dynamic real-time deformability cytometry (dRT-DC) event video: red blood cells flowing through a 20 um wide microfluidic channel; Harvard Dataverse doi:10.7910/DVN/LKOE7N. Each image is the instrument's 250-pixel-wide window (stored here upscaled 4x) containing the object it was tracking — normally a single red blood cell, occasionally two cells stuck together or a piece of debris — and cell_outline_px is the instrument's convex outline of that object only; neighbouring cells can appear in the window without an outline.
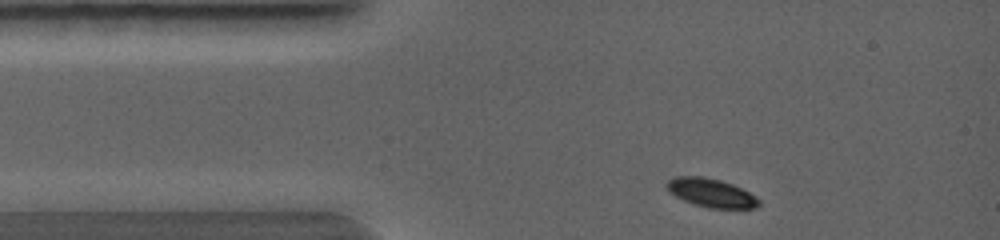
{"species": "common noctule bat (a hibernating species)", "species_latin": "Nyctalus noctula", "temperature_condition": "warm", "stored_images_in_passage": 2, "camera_frame_rate_fps": 5000, "um_per_image_px": 0.085, "animal": {"sex": "female", "body_mass_g": 19.0, "forearm_length_mm": 56.7}, "frame": {"image": 1, "passage_image": 1, "time_ms": 0.0, "image_size_px": [1000, 240], "cell_outline_px": [[760, 204], [756, 208], [708, 208], [692, 204], [668, 192], [664, 184], [668, 180], [676, 176], [704, 176], [720, 180], [732, 184], [756, 196], [760, 200]], "centroid_in_image_um": [60.41, 16.39], "position_along_channel_um": 24.6, "area_um2": 15.49}}
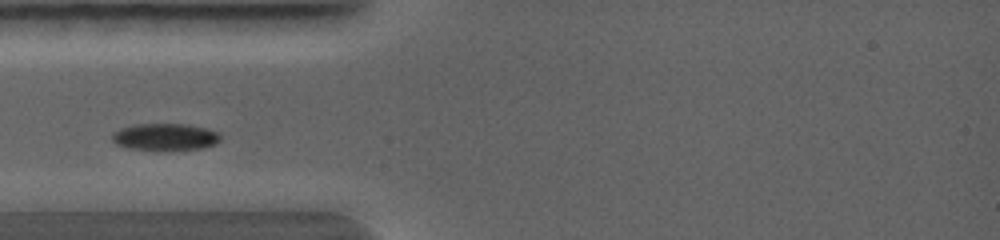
{"frame": {"image": 2, "passage_image": 2, "time_ms": 1.2, "image_size_px": [1000, 240], "cell_outline_px": [[220, 140], [216, 144], [204, 148], [156, 152], [128, 148], [116, 144], [112, 140], [112, 132], [120, 128], [132, 124], [188, 124], [208, 128], [220, 132]], "centroid_in_image_um": [14.04, 11.66], "position_along_channel_um": 71.0, "area_um2": 17.8}}